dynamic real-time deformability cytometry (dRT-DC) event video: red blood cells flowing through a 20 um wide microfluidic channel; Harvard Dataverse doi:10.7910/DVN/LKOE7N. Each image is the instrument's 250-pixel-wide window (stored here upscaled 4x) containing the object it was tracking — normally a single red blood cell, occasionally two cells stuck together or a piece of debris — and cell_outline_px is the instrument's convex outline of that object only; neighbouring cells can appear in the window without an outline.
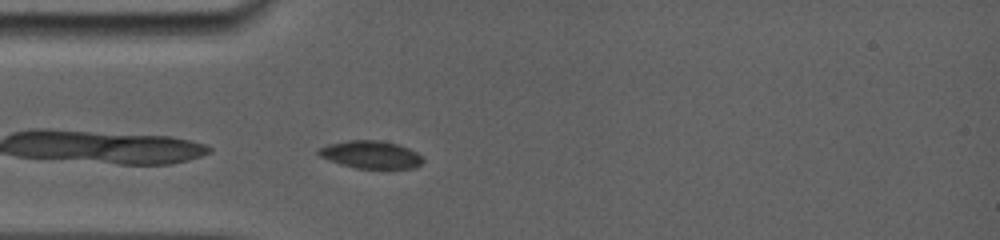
{"species": "common noctule bat (a hibernating species)", "species_latin": "Nyctalus noctula", "temperature_condition": "room temperature", "stored_images_in_passage": 1, "camera_frame_rate_fps": 5000, "um_per_image_px": 0.085, "animal": {"sex": "female", "body_mass_g": 19.0, "forearm_length_mm": 56.7}, "frame": {"image": 1, "passage_image": 1, "time_ms": 0.0, "image_size_px": [1000, 240], "cell_outline_px": [[424, 160], [416, 168], [356, 168], [340, 164], [320, 156], [316, 152], [316, 148], [328, 144], [348, 140], [380, 140], [396, 144], [408, 148], [416, 152]], "centroid_in_image_um": [31.48, 13.14], "position_along_channel_um": 53.5, "area_um2": 16.76}}